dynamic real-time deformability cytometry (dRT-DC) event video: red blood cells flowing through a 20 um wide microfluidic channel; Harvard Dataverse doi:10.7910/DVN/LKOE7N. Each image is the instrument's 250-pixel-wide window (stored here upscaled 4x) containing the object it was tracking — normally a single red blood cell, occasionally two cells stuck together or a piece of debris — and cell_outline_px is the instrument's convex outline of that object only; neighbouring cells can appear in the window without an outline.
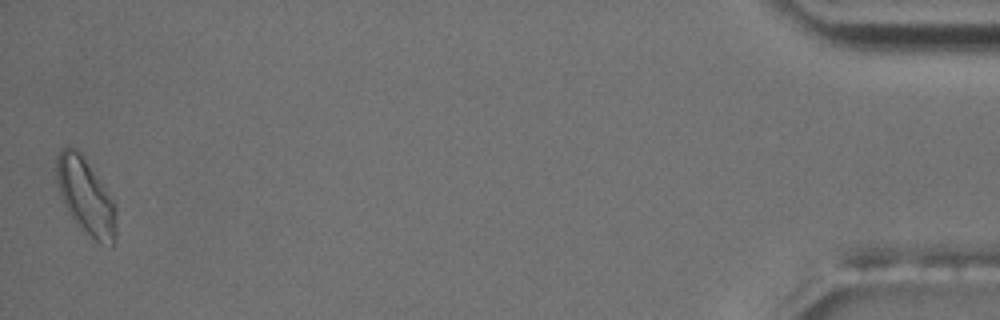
{"species": "common noctule bat (a hibernating species)", "species_latin": "Nyctalus noctula", "temperature_condition": "room temperature", "stored_images_in_passage": 42, "camera_frame_rate_fps": 3000, "um_per_image_px": 0.085, "animal": {"sex": "male", "body_mass_g": 17.5, "forearm_length_mm": 52.3}, "frame": {"image": 1, "passage_image": 42, "time_ms": 13.667, "image_size_px": [1000, 320], "cell_outline_px": [[116, 244], [112, 248], [100, 244], [84, 232], [76, 224], [68, 212], [60, 192], [56, 180], [56, 156], [64, 148], [76, 148], [80, 152], [116, 204]], "centroid_in_image_um": [7.32, 16.78], "position_along_channel_um": 427.9, "area_um2": 26.53}, "authors_computed_cell_mechanics": {"area_um2": 20.0277, "velocity_mm_per_s": 3.6033, "shape_relaxation_time_tau1_ms": 6.9726, "shape_relaxation_time_tau2_ms": 4.8844, "deformation_change_tau1": 0.1542, "deformation_change_tau2": 0.1093}}